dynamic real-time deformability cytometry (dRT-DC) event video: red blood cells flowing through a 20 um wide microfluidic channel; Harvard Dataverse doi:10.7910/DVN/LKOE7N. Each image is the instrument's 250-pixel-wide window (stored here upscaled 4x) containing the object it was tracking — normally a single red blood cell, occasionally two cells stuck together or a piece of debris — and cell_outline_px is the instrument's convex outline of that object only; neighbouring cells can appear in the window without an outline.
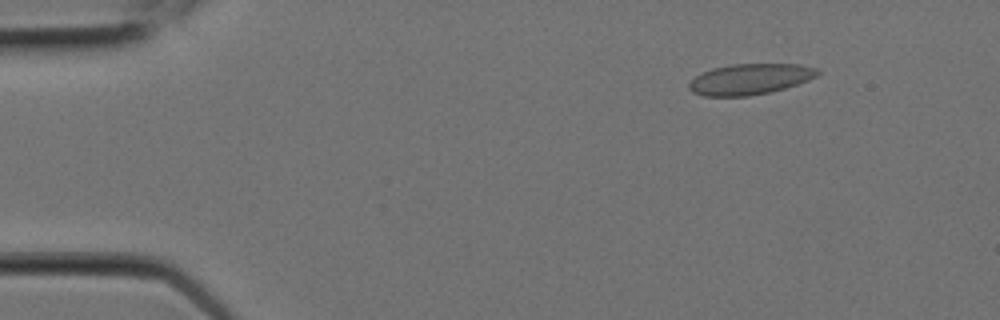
{"species": "Egyptian fruit bat (a non-hibernating species)", "species_latin": "Rousettus aegyptiacus", "temperature_condition": "room temperature", "stored_images_in_passage": 5, "camera_frame_rate_fps": 3000, "um_per_image_px": 0.085, "animal": {"sex": "female"}, "frame": {"image": 1, "passage_image": 2, "time_ms": 0.333, "image_size_px": [1000, 320], "cell_outline_px": [[820, 72], [816, 76], [808, 80], [784, 88], [768, 92], [748, 96], [704, 96], [692, 92], [688, 88], [688, 84], [696, 76], [712, 68], [732, 64], [800, 64], [816, 68]], "centroid_in_image_um": [63.73, 6.72], "position_along_channel_um": 21.3, "area_um2": 22.89}}
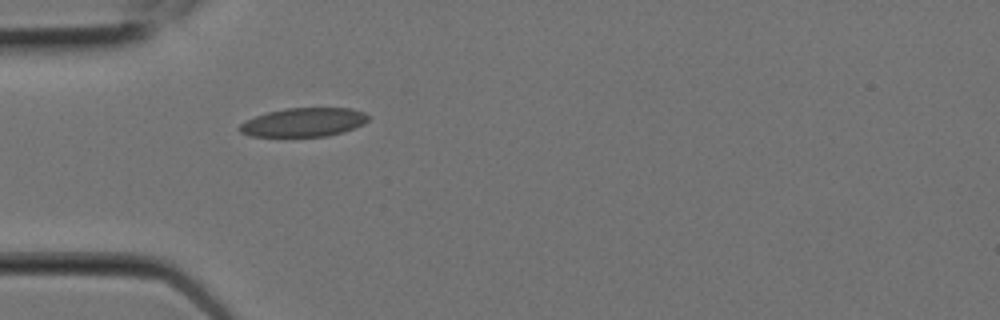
{"frame": {"image": 2, "passage_image": 5, "time_ms": 1.333, "image_size_px": [1000, 320], "cell_outline_px": [[368, 120], [364, 124], [344, 132], [328, 136], [252, 136], [240, 132], [236, 128], [240, 124], [256, 116], [268, 112], [288, 108], [352, 108], [364, 112], [368, 116]], "centroid_in_image_um": [25.84, 10.39], "position_along_channel_um": 59.2, "area_um2": 21.5}}